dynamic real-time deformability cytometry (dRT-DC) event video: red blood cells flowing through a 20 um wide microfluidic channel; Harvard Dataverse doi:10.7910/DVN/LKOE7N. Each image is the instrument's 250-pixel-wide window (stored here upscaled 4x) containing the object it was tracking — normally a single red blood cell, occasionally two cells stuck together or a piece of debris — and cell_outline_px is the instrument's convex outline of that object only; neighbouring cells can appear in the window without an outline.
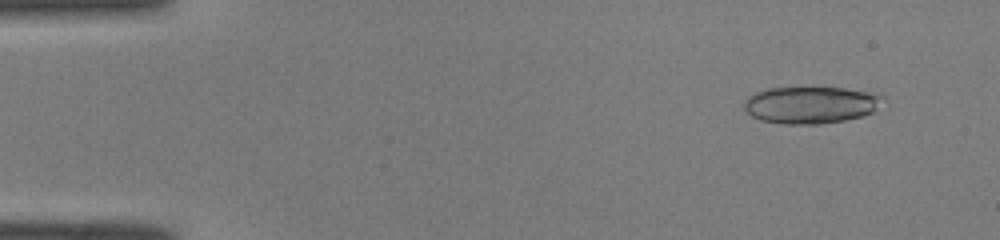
{"species": "common noctule bat (a hibernating species)", "species_latin": "Nyctalus noctula", "temperature_condition": "room temperature", "stored_images_in_passage": 49, "camera_frame_rate_fps": 3000, "um_per_image_px": 0.085, "animal": {"sex": "male", "body_mass_g": 19.0, "forearm_length_mm": 50.8}, "frame": {"image": 1, "passage_image": 4, "time_ms": 1.0, "image_size_px": [1000, 240], "cell_outline_px": [[884, 96], [872, 112], [864, 116], [844, 120], [820, 124], [784, 124], [760, 120], [752, 116], [744, 108], [744, 100], [748, 96], [756, 92], [768, 88], [844, 88]], "centroid_in_image_um": [68.85, 8.93], "position_along_channel_um": 16.2, "area_um2": 29.54}}
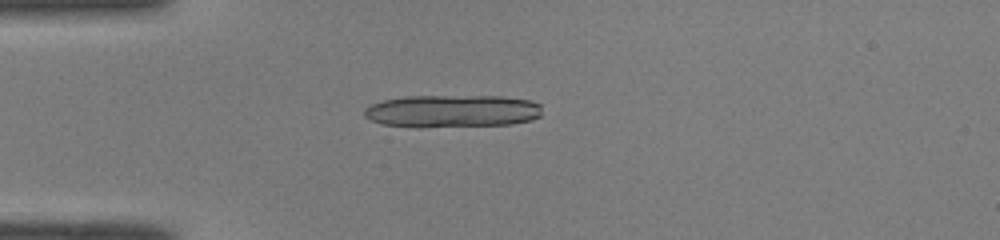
{"frame": {"image": 2, "passage_image": 13, "time_ms": 4.0, "image_size_px": [1000, 240], "cell_outline_px": [[540, 116], [532, 120], [512, 124], [384, 124], [372, 120], [364, 116], [364, 108], [372, 104], [384, 100], [404, 96], [500, 96], [532, 100], [540, 104]], "centroid_in_image_um": [38.51, 9.38], "position_along_channel_um": 46.5, "area_um2": 32.25}, "authors_computed_cell_mechanics": {"area_um2": 29.2468, "velocity_mm_per_s": 4.121, "shape_relaxation_time_tau1_ms": 5.6712, "shape_relaxation_time_tau2_ms": 4.0192, "deformation_change_tau1": 0.1534, "deformation_change_tau2": 0.0774}}